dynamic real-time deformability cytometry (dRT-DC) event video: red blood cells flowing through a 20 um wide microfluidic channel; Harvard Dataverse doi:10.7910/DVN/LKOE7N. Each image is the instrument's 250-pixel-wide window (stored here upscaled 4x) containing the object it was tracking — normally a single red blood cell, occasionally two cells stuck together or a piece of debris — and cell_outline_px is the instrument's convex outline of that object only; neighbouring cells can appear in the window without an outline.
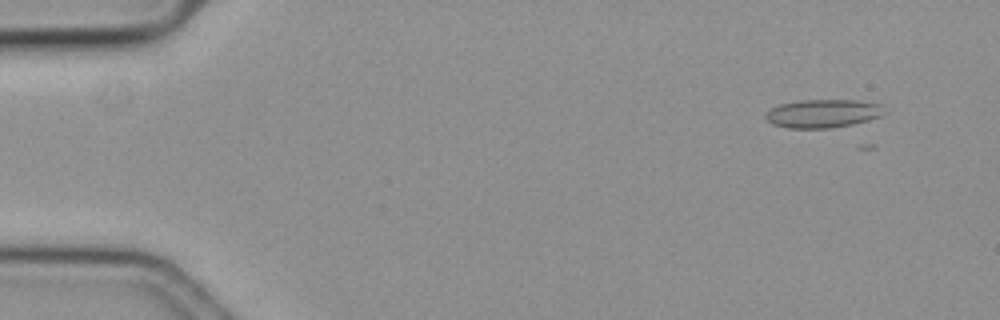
{"species": "common noctule bat (a hibernating species)", "species_latin": "Nyctalus noctula", "temperature_condition": "cold", "stored_images_in_passage": 9, "camera_frame_rate_fps": 3000, "um_per_image_px": 0.085, "animal": {"sex": "female", "body_mass_g": 19.3, "forearm_length_mm": 54.1}, "frame": {"image": 1, "passage_image": 5, "time_ms": 1.333, "image_size_px": [1000, 320], "cell_outline_px": [[888, 112], [880, 116], [868, 120], [852, 124], [832, 128], [788, 128], [772, 124], [764, 116], [764, 112], [780, 104], [800, 100], [856, 100], [880, 104]], "centroid_in_image_um": [69.95, 9.64], "position_along_channel_um": 15.1, "area_um2": 19.71}}